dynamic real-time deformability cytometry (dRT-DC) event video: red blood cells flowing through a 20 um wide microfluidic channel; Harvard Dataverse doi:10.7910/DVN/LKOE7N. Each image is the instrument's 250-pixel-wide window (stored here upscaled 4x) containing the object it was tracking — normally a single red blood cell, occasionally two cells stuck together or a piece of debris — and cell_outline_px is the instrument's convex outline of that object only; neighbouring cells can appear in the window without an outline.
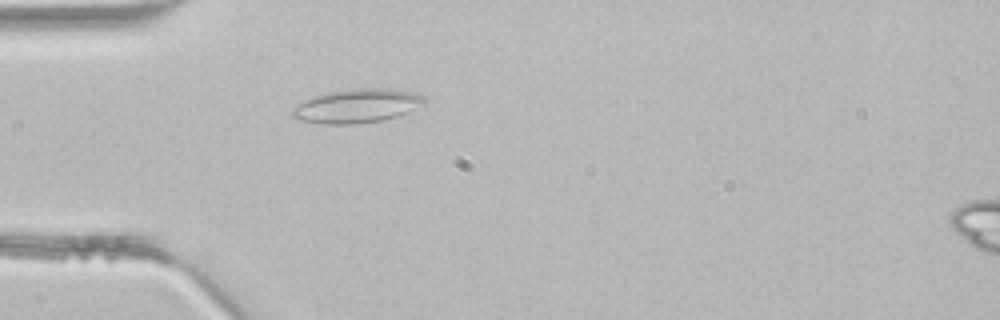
{"species": "common noctule bat (a hibernating species)", "species_latin": "Nyctalus noctula", "temperature_condition": "room temperature", "stored_images_in_passage": 1, "camera_frame_rate_fps": 3000, "um_per_image_px": 0.085, "animal": {"sex": "male", "body_mass_g": 21.5, "forearm_length_mm": 52.0}, "frame": {"image": 1, "passage_image": 1, "time_ms": 0.0, "image_size_px": [1000, 320], "cell_outline_px": [[424, 104], [408, 112], [396, 116], [380, 120], [356, 124], [320, 124], [300, 120], [292, 116], [292, 108], [296, 104], [312, 96], [328, 92], [356, 88], [392, 88], [412, 92], [424, 96]], "centroid_in_image_um": [30.31, 8.99], "position_along_channel_um": 54.7, "area_um2": 26.13}}